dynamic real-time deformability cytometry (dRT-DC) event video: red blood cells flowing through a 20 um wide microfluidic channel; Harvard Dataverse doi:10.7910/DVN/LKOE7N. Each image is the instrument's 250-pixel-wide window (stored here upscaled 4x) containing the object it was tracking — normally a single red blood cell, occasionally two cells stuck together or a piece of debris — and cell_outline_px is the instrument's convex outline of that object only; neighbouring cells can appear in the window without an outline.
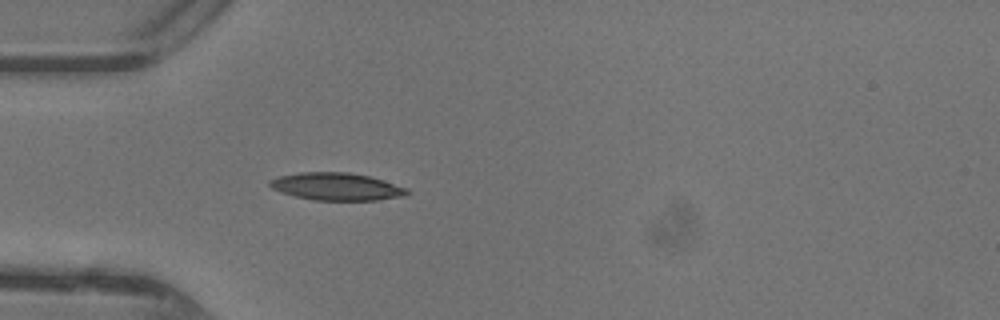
{"species": "common noctule bat (a hibernating species)", "species_latin": "Nyctalus noctula", "temperature_condition": "warm", "stored_images_in_passage": 17, "camera_frame_rate_fps": 3000, "um_per_image_px": 0.085, "animal": {"sex": "female"}, "frame": {"image": 1, "passage_image": 1, "time_ms": 0.0, "image_size_px": [1000, 320], "cell_outline_px": [[412, 192], [404, 196], [376, 200], [312, 200], [280, 192], [272, 188], [268, 184], [268, 180], [280, 176], [300, 172], [348, 172], [368, 176], [408, 188]], "centroid_in_image_um": [28.6, 15.86], "position_along_channel_um": 56.4, "area_um2": 21.96}}
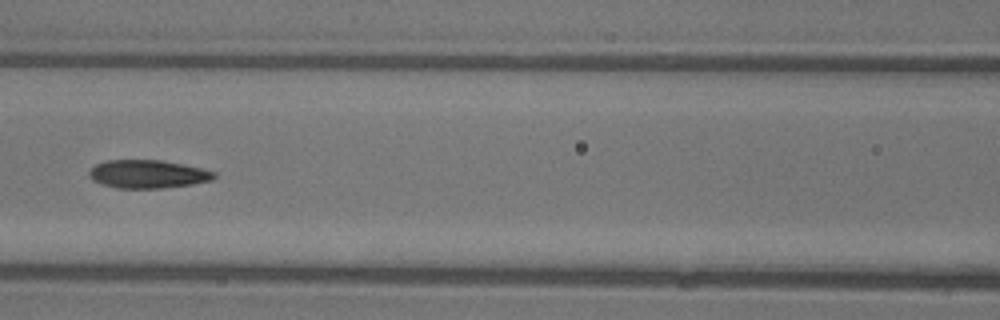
{"frame": {"image": 2, "passage_image": 8, "time_ms": 2.333, "image_size_px": [1000, 320], "cell_outline_px": [[216, 176], [212, 180], [192, 184], [160, 188], [116, 188], [92, 180], [88, 176], [88, 172], [96, 164], [104, 160], [160, 160], [184, 164], [216, 172]], "centroid_in_image_um": [12.55, 14.79], "position_along_channel_um": 154.1, "area_um2": 20.52}}
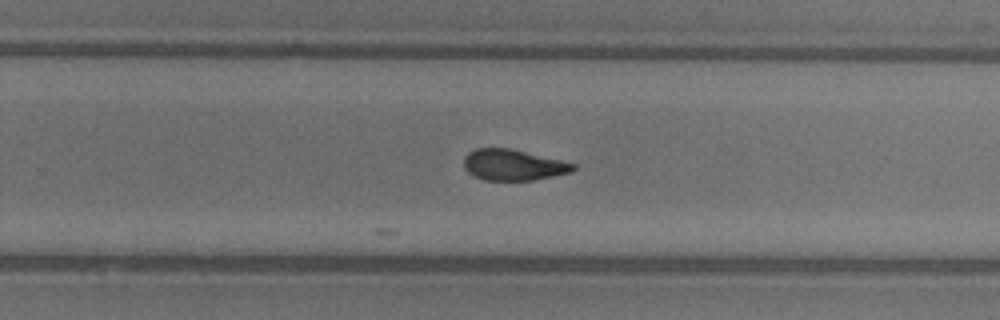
{"frame": {"image": 3, "passage_image": 17, "time_ms": 5.333, "image_size_px": [1000, 320], "cell_outline_px": [[576, 168], [572, 172], [532, 180], [484, 180], [468, 172], [464, 168], [464, 156], [468, 152], [476, 148], [508, 148], [560, 160], [576, 164]], "centroid_in_image_um": [43.6, 14.02], "position_along_channel_um": 286.2, "area_um2": 19.54}}